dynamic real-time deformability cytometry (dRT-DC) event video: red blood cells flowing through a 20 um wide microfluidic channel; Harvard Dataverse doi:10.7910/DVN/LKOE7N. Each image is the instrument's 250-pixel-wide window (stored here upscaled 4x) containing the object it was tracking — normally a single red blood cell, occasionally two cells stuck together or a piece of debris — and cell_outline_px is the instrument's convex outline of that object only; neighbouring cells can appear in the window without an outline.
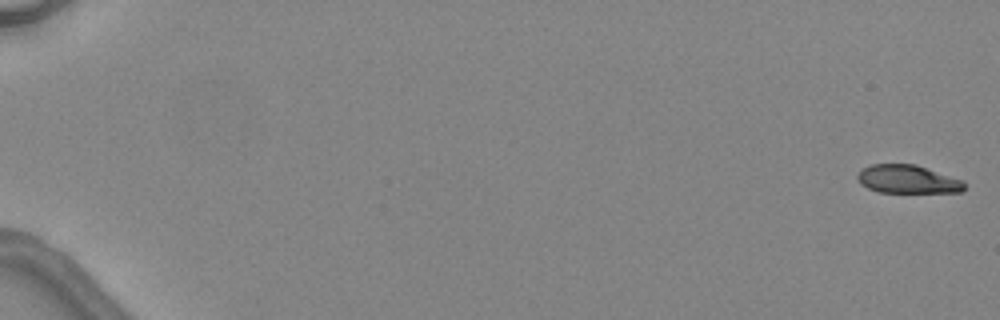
{"species": "common noctule bat (a hibernating species)", "species_latin": "Nyctalus noctula", "temperature_condition": "warm", "stored_images_in_passage": 7, "camera_frame_rate_fps": 3000, "um_per_image_px": 0.085, "animal": {"sex": "female", "body_mass_g": 24.6, "forearm_length_mm": 56.2}, "frame": {"image": 1, "passage_image": 1, "time_ms": 0.0, "image_size_px": [1000, 320], "cell_outline_px": [[964, 188], [960, 192], [876, 192], [860, 184], [856, 176], [864, 168], [872, 164], [916, 164], [964, 180]], "centroid_in_image_um": [77.15, 15.23], "position_along_channel_um": 7.8, "area_um2": 17.63}}
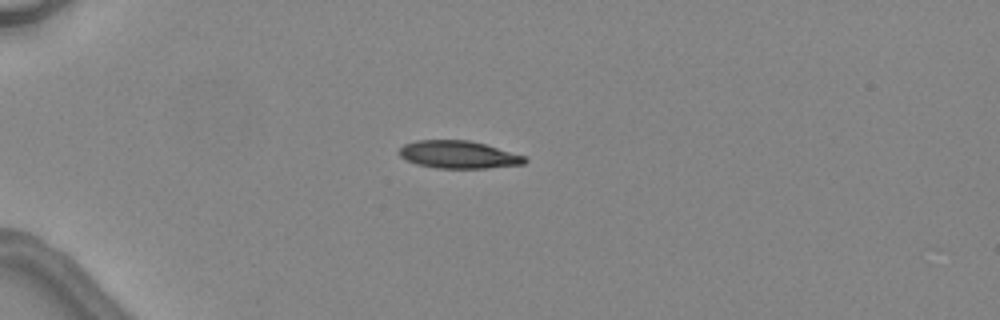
{"frame": {"image": 2, "passage_image": 4, "time_ms": 4.667, "image_size_px": [1000, 320], "cell_outline_px": [[528, 160], [524, 164], [488, 168], [436, 168], [416, 164], [400, 156], [396, 152], [404, 144], [416, 140], [468, 140], [484, 144], [524, 156]], "centroid_in_image_um": [38.93, 13.14], "position_along_channel_um": 46.1, "area_um2": 20.11}}